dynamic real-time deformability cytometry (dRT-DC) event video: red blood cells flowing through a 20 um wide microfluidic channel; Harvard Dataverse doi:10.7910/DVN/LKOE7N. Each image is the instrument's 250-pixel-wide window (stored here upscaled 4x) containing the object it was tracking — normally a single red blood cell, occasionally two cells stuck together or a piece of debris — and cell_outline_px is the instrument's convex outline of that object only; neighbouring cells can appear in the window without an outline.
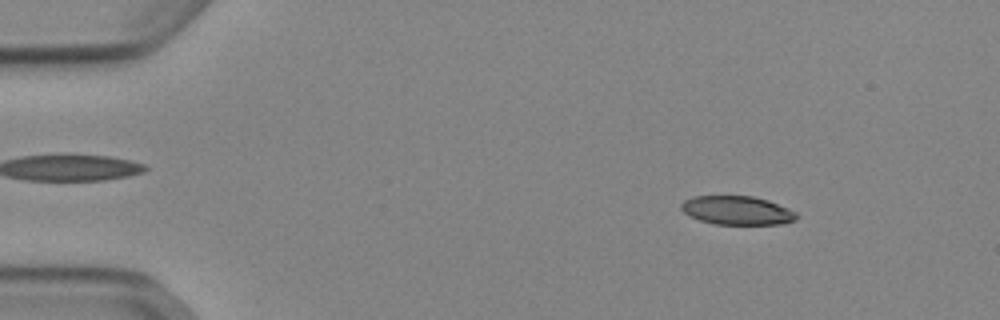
{"species": "Egyptian fruit bat (a non-hibernating species)", "species_latin": "Rousettus aegyptiacus", "temperature_condition": "cold", "stored_images_in_passage": 52, "camera_frame_rate_fps": 3000, "um_per_image_px": 0.085, "animal": {"sex": "female"}, "frame": {"image": 1, "passage_image": 7, "time_ms": 2.0, "image_size_px": [1000, 320], "cell_outline_px": [[796, 220], [784, 224], [712, 224], [688, 216], [680, 208], [680, 204], [684, 200], [692, 196], [752, 196], [768, 200], [788, 208], [796, 212]], "centroid_in_image_um": [62.62, 17.88], "position_along_channel_um": 22.4, "area_um2": 19.42}}
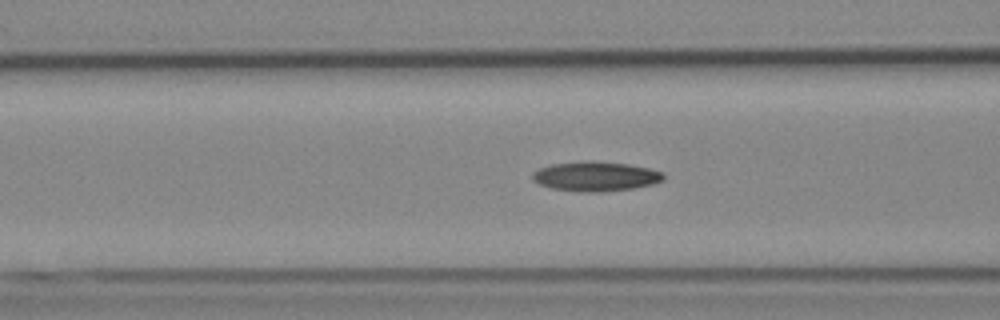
{"frame": {"image": 2, "passage_image": 21, "time_ms": 6.667, "image_size_px": [1000, 320], "cell_outline_px": [[664, 180], [652, 184], [632, 188], [604, 192], [588, 192], [552, 188], [540, 184], [532, 180], [532, 172], [540, 168], [552, 164], [584, 160], [592, 160], [628, 164], [648, 168], [664, 172]], "centroid_in_image_um": [50.63, 14.98], "position_along_channel_um": 116.0, "area_um2": 22.66}}
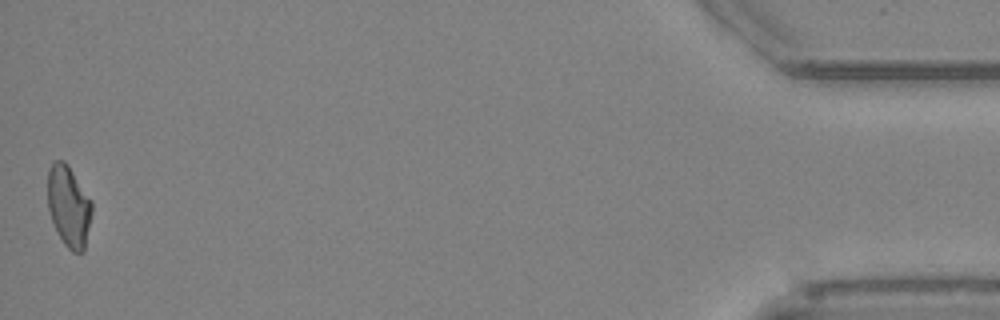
{"frame": {"image": 3, "passage_image": 52, "time_ms": 17.0, "image_size_px": [1000, 320], "cell_outline_px": [[92, 212], [84, 252], [72, 252], [64, 244], [52, 220], [48, 208], [48, 168], [56, 160], [64, 160], [68, 164], [92, 200]], "centroid_in_image_um": [5.86, 17.51], "position_along_channel_um": 429.3, "area_um2": 20.92}, "authors_computed_cell_mechanics": {"area_um2": 20.9814, "velocity_mm_per_s": 3.9067, "shape_relaxation_time_tau1_ms": 9.7195, "shape_relaxation_time_tau2_ms": 4.6255, "deformation_change_tau1": 0.2065, "deformation_change_tau2": 0.1099}}